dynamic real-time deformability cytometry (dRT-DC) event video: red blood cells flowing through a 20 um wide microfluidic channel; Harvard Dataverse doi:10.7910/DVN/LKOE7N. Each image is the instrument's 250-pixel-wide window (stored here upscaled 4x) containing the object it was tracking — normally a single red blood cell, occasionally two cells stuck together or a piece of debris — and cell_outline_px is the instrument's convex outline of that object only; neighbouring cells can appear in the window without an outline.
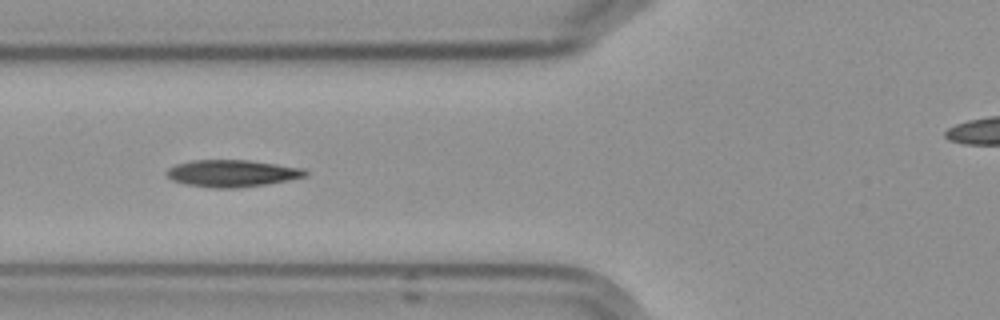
{"species": "Egyptian fruit bat (a non-hibernating species)", "species_latin": "Rousettus aegyptiacus", "temperature_condition": "cold", "stored_images_in_passage": 5, "camera_frame_rate_fps": 3000, "um_per_image_px": 0.085, "frame": {"image": 1, "passage_image": 3, "time_ms": 2.333, "image_size_px": [1000, 320], "cell_outline_px": [[308, 176], [288, 180], [264, 184], [236, 188], [212, 188], [188, 184], [172, 180], [164, 172], [168, 168], [176, 164], [192, 160], [248, 160], [304, 168], [308, 172]], "centroid_in_image_um": [19.73, 14.73], "position_along_channel_um": 106.1, "area_um2": 21.73}}
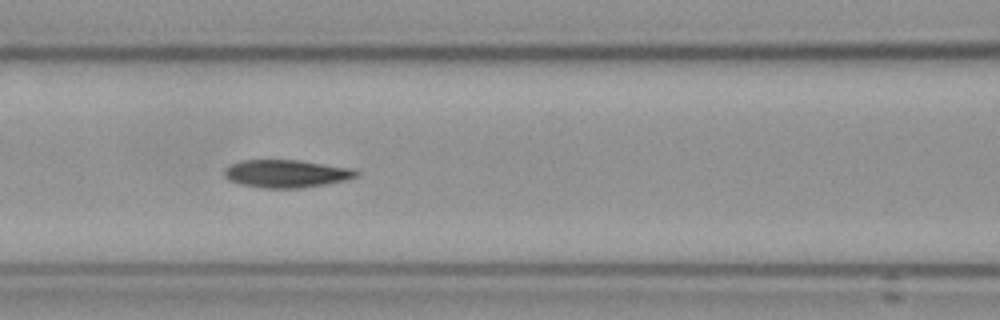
{"frame": {"image": 2, "passage_image": 4, "time_ms": 3.333, "image_size_px": [1000, 320], "cell_outline_px": [[360, 176], [344, 180], [324, 184], [300, 188], [264, 188], [240, 184], [228, 180], [224, 176], [224, 168], [232, 164], [244, 160], [300, 160], [352, 168], [360, 172]], "centroid_in_image_um": [24.34, 14.76], "position_along_channel_um": 142.3, "area_um2": 21.39}}